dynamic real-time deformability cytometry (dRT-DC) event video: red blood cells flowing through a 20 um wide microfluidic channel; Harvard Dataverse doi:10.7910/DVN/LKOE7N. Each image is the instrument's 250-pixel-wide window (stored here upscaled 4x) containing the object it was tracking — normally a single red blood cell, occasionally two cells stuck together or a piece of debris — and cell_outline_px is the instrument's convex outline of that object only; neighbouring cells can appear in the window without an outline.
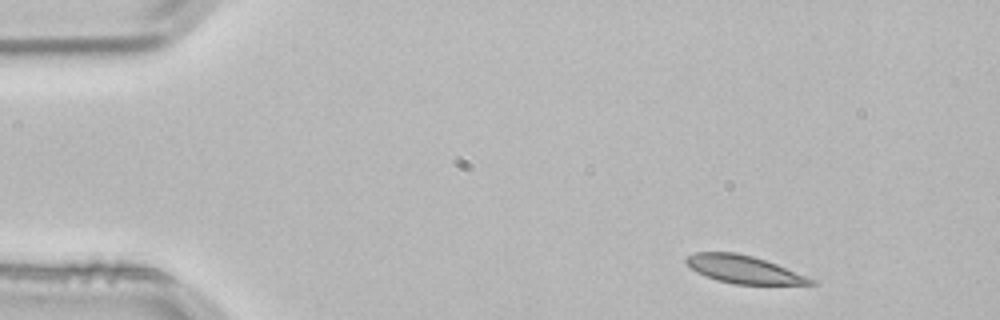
{"species": "common noctule bat (a hibernating species)", "species_latin": "Nyctalus noctula", "temperature_condition": "room temperature", "stored_images_in_passage": 3, "camera_frame_rate_fps": 3000, "um_per_image_px": 0.085, "animal": {"sex": "male", "body_mass_g": 21.5, "forearm_length_mm": 52.0}, "frame": {"image": 1, "passage_image": 1, "time_ms": 0.0, "image_size_px": [1000, 320], "cell_outline_px": [[820, 284], [732, 284], [716, 280], [696, 272], [684, 260], [688, 256], [696, 252], [736, 252], [752, 256], [776, 264], [816, 280]], "centroid_in_image_um": [63.21, 22.9], "position_along_channel_um": 21.8, "area_um2": 19.94}}
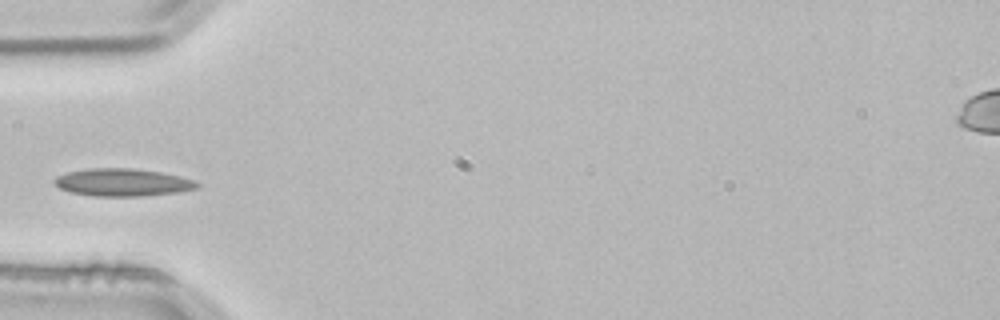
{"frame": {"image": 2, "passage_image": 3, "time_ms": 0.667, "image_size_px": [1000, 320], "cell_outline_px": [[200, 188], [180, 192], [140, 196], [92, 196], [72, 192], [60, 188], [52, 180], [56, 176], [68, 172], [88, 168], [136, 168], [160, 172], [180, 176], [192, 180], [200, 184]], "centroid_in_image_um": [10.44, 15.5], "position_along_channel_um": 74.6, "area_um2": 23.0}}